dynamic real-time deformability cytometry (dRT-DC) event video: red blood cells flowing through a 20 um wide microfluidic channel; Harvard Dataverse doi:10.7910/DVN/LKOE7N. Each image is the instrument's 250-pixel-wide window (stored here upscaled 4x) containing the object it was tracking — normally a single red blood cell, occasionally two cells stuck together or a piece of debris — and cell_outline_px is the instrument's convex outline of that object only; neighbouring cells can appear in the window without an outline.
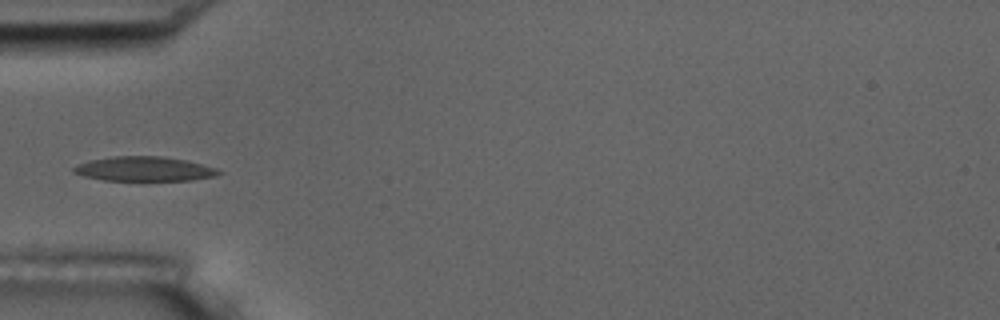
{"species": "common noctule bat (a hibernating species)", "species_latin": "Nyctalus noctula", "temperature_condition": "room temperature", "stored_images_in_passage": 9, "camera_frame_rate_fps": 3000, "um_per_image_px": 0.085, "animal": {"sex": "male", "body_mass_g": 17.5, "forearm_length_mm": 52.3}, "frame": {"image": 1, "passage_image": 6, "time_ms": 5.667, "image_size_px": [1000, 320], "cell_outline_px": [[224, 172], [216, 176], [192, 180], [104, 180], [84, 176], [72, 172], [72, 168], [80, 164], [92, 160], [112, 156], [164, 156], [188, 160], [216, 168]], "centroid_in_image_um": [12.31, 14.35], "position_along_channel_um": 72.7, "area_um2": 20.69}}
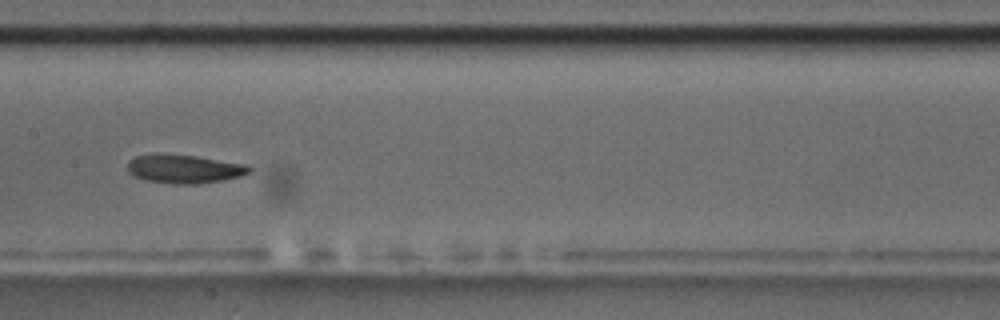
{"frame": {"image": 2, "passage_image": 9, "time_ms": 9.0, "image_size_px": [1000, 320], "cell_outline_px": [[252, 172], [240, 176], [200, 184], [172, 184], [148, 180], [132, 176], [128, 172], [128, 160], [136, 156], [196, 156], [248, 164], [252, 168]], "centroid_in_image_um": [15.73, 14.39], "position_along_channel_um": 191.7, "area_um2": 19.83}}